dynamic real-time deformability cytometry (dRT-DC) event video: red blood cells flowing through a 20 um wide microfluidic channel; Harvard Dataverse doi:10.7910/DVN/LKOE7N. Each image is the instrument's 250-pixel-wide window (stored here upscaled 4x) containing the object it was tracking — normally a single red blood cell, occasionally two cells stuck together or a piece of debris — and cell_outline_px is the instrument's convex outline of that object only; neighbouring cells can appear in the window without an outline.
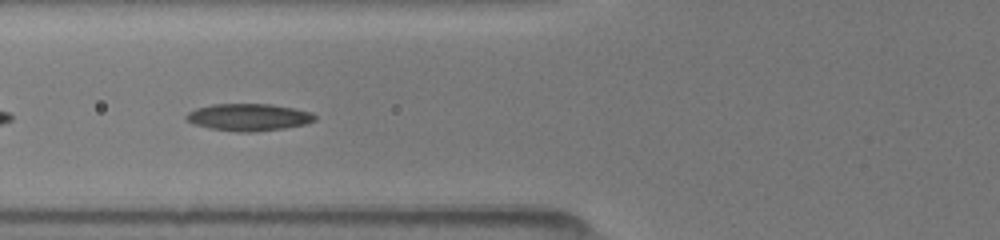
{"species": "common noctule bat (a hibernating species)", "species_latin": "Nyctalus noctula", "temperature_condition": "room temperature", "stored_images_in_passage": 54, "camera_frame_rate_fps": 3000, "um_per_image_px": 0.085, "animal": {"sex": "female", "body_mass_g": 19.5, "forearm_length_mm": 54.1}, "frame": {"image": 1, "passage_image": 17, "time_ms": 5.0, "image_size_px": [1000, 240], "cell_outline_px": [[316, 120], [304, 124], [284, 128], [252, 132], [236, 132], [208, 128], [192, 124], [184, 116], [188, 112], [196, 108], [212, 104], [272, 104], [312, 112], [316, 116]], "centroid_in_image_um": [21.1, 9.96], "position_along_channel_um": 104.7, "area_um2": 20.4}}
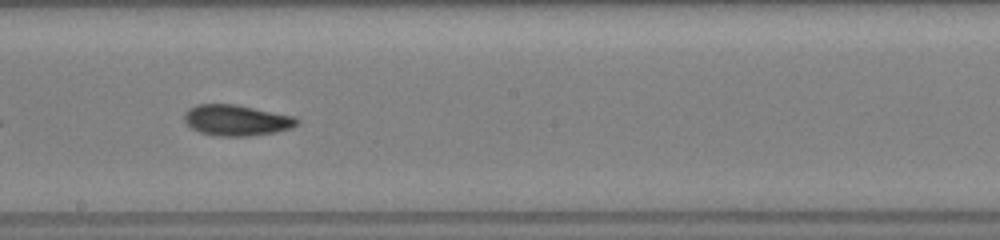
{"frame": {"image": 2, "passage_image": 29, "time_ms": 8.0, "image_size_px": [1000, 240], "cell_outline_px": [[300, 124], [292, 128], [276, 132], [252, 136], [216, 136], [200, 132], [192, 128], [184, 120], [184, 112], [188, 108], [196, 104], [236, 104], [292, 116], [300, 120]], "centroid_in_image_um": [20.1, 10.22], "position_along_channel_um": 228.1, "area_um2": 20.4}}
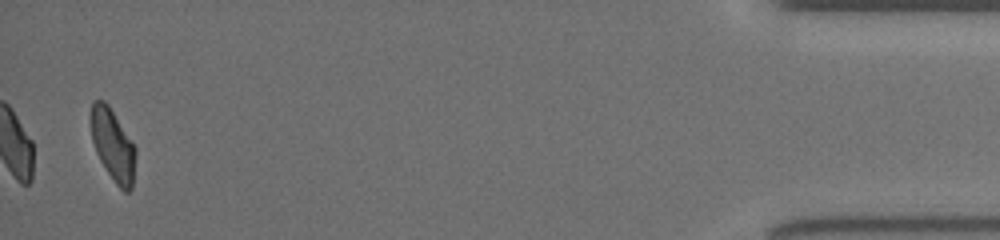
{"frame": {"image": 3, "passage_image": 54, "time_ms": 14.667, "image_size_px": [1000, 240], "cell_outline_px": [[136, 156], [132, 188], [128, 192], [124, 192], [116, 184], [100, 160], [96, 152], [92, 140], [88, 120], [92, 100], [104, 100], [108, 104], [136, 148]], "centroid_in_image_um": [9.56, 12.29], "position_along_channel_um": 425.6, "area_um2": 18.96}}